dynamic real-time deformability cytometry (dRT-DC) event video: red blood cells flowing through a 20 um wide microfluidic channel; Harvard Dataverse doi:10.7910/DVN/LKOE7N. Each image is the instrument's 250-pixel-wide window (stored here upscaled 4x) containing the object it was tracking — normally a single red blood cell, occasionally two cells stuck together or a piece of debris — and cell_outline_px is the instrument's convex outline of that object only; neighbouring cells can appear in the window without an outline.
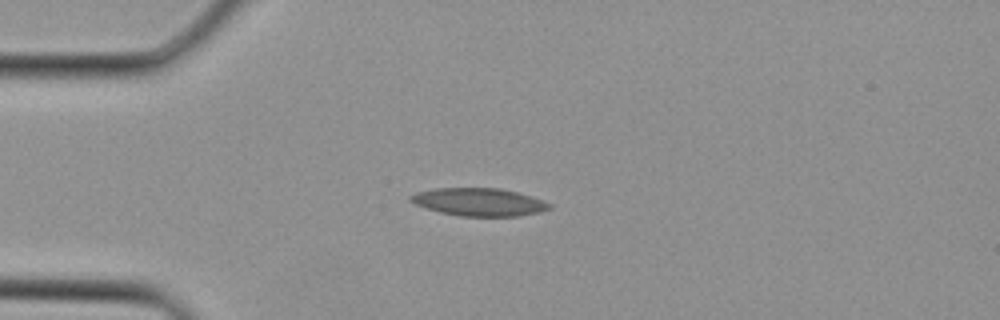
{"species": "Egyptian fruit bat (a non-hibernating species)", "species_latin": "Rousettus aegyptiacus", "temperature_condition": "cold", "stored_images_in_passage": 2, "camera_frame_rate_fps": 3000, "um_per_image_px": 0.085, "animal": {"sex": "female"}, "frame": {"image": 1, "passage_image": 2, "time_ms": 0.333, "image_size_px": [1000, 320], "cell_outline_px": [[552, 208], [540, 212], [520, 216], [460, 216], [440, 212], [416, 204], [408, 200], [408, 196], [416, 192], [436, 188], [500, 188], [532, 196], [544, 200], [552, 204]], "centroid_in_image_um": [40.75, 17.17], "position_along_channel_um": 44.3, "area_um2": 22.6}}